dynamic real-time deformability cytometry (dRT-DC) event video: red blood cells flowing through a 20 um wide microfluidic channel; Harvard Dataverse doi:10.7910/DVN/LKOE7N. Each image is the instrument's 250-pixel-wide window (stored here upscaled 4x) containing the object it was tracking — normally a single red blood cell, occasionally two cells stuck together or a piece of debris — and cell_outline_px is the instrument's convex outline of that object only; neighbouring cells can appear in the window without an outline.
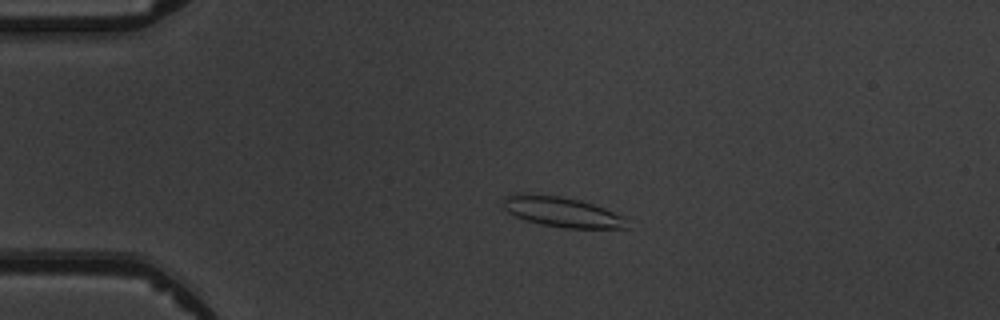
{"species": "common noctule bat (a hibernating species)", "species_latin": "Nyctalus noctula", "temperature_condition": "warm", "stored_images_in_passage": 4, "camera_frame_rate_fps": 3000, "um_per_image_px": 0.085, "animal": {"sex": "male", "body_mass_g": 19.5, "forearm_length_mm": 54.6}, "frame": {"image": 1, "passage_image": 3, "time_ms": 2.333, "image_size_px": [1000, 320], "cell_outline_px": [[628, 228], [564, 228], [540, 224], [516, 216], [508, 212], [504, 208], [504, 196], [520, 192], [528, 192], [560, 196], [580, 200], [604, 208], [624, 216]], "centroid_in_image_um": [47.73, 17.99], "position_along_channel_um": 37.3, "area_um2": 21.79}}